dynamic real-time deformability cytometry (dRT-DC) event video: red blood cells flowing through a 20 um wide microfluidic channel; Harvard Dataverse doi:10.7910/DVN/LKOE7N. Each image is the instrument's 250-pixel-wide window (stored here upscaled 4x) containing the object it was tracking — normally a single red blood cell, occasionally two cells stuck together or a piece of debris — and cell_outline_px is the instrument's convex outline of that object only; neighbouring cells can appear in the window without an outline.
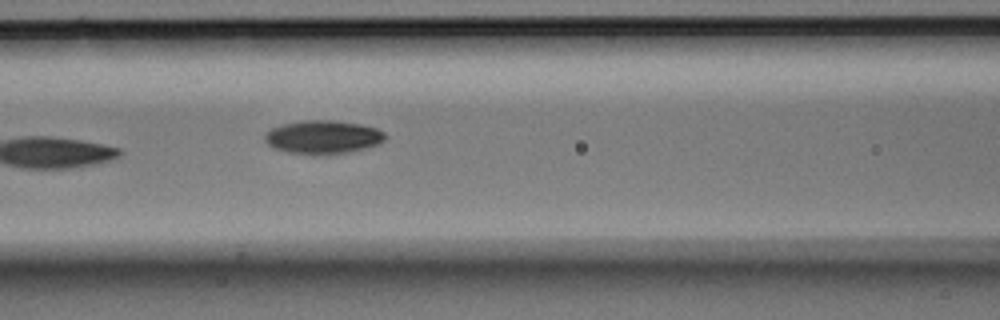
{"species": "Egyptian fruit bat (a non-hibernating species)", "species_latin": "Rousettus aegyptiacus", "temperature_condition": "room temperature", "stored_images_in_passage": 5, "camera_frame_rate_fps": 3000, "um_per_image_px": 0.085, "animal": {"sex": "male"}, "frame": {"image": 1, "passage_image": 5, "time_ms": 1.333, "image_size_px": [1000, 320], "cell_outline_px": [[388, 136], [380, 144], [368, 148], [328, 156], [288, 152], [276, 148], [268, 144], [264, 140], [264, 132], [280, 124], [300, 120], [332, 120], [360, 124], [376, 128], [384, 132]], "centroid_in_image_um": [27.47, 11.66], "position_along_channel_um": 139.1, "area_um2": 23.93}}